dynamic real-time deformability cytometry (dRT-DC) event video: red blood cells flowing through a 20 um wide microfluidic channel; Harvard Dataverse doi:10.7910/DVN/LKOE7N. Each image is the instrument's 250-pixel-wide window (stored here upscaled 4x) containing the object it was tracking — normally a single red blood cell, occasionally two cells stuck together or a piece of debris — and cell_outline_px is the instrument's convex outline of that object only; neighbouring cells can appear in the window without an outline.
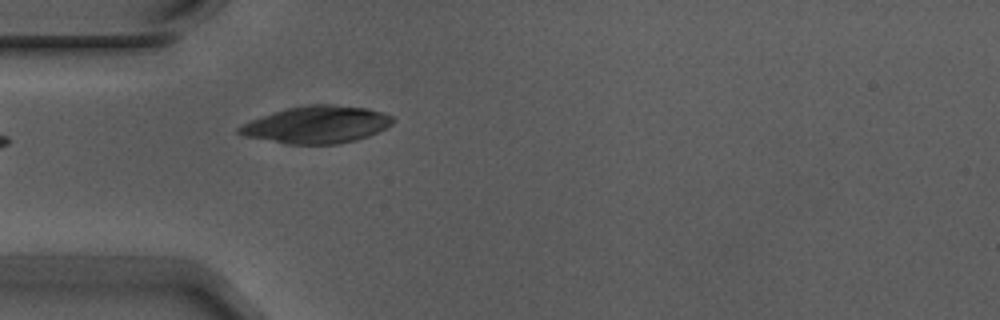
{"species": "Egyptian fruit bat (a non-hibernating species)", "species_latin": "Rousettus aegyptiacus", "temperature_condition": "warm", "stored_images_in_passage": 4, "camera_frame_rate_fps": 3000, "um_per_image_px": 0.085, "animal": {"sex": "male"}, "frame": {"image": 1, "passage_image": 4, "time_ms": 1.0, "image_size_px": [1000, 320], "cell_outline_px": [[396, 120], [392, 124], [368, 136], [356, 140], [336, 144], [288, 144], [244, 136], [236, 132], [236, 128], [252, 120], [288, 108], [308, 104], [332, 104], [368, 108], [384, 112], [392, 116]], "centroid_in_image_um": [26.96, 10.59], "position_along_channel_um": 58.0, "area_um2": 33.12}}